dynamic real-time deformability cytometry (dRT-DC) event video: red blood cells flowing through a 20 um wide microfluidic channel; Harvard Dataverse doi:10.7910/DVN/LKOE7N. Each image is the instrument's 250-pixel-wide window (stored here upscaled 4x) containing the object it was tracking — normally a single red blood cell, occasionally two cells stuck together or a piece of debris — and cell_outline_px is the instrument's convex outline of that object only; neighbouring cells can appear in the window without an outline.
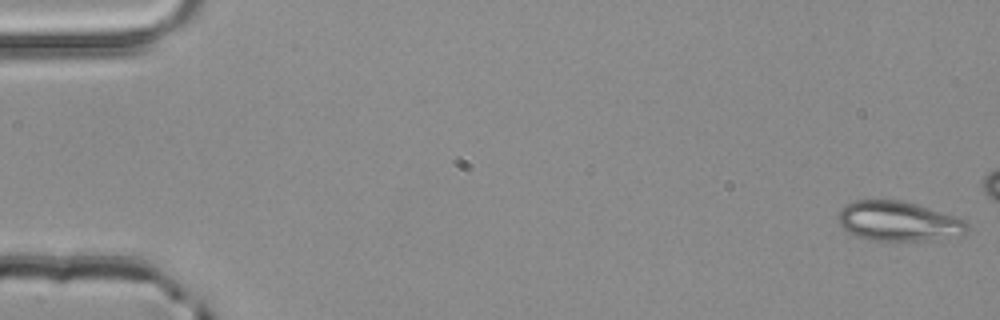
{"species": "common noctule bat (a hibernating species)", "species_latin": "Nyctalus noctula", "temperature_condition": "room temperature", "stored_images_in_passage": 6, "camera_frame_rate_fps": 3000, "um_per_image_px": 0.085, "animal": {"sex": "male", "body_mass_g": 20.4}, "frame": {"image": 1, "passage_image": 1, "time_ms": 0.0, "image_size_px": [1000, 320], "cell_outline_px": [[968, 232], [964, 236], [936, 240], [868, 240], [856, 236], [848, 232], [836, 220], [836, 216], [844, 204], [856, 200], [904, 200], [964, 220], [968, 224]], "centroid_in_image_um": [76.36, 18.81], "position_along_channel_um": 8.6, "area_um2": 30.11}}